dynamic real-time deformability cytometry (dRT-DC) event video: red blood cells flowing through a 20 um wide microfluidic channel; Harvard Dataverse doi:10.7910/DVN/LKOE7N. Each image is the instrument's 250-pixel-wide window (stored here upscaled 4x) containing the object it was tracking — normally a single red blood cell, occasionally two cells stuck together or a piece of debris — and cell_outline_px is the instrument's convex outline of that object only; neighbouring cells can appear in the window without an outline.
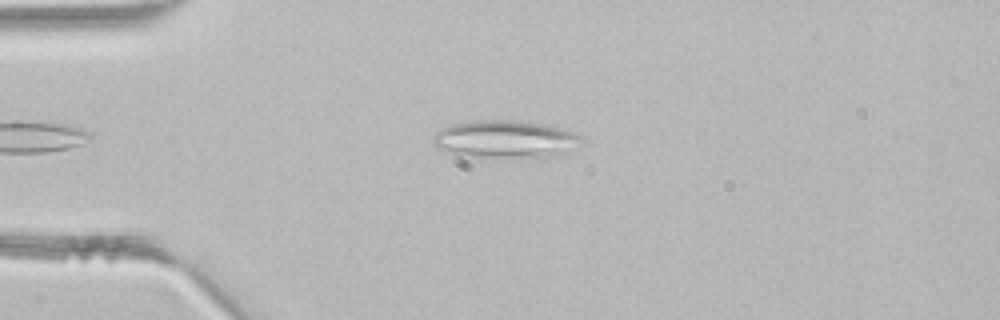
{"species": "common noctule bat (a hibernating species)", "species_latin": "Nyctalus noctula", "temperature_condition": "room temperature", "stored_images_in_passage": 1, "camera_frame_rate_fps": 3000, "um_per_image_px": 0.085, "animal": {"sex": "male", "body_mass_g": 21.5, "forearm_length_mm": 52.0}, "frame": {"image": 1, "passage_image": 1, "time_ms": 0.0, "image_size_px": [1000, 320], "cell_outline_px": [[580, 140], [560, 152], [548, 156], [460, 156], [436, 148], [432, 140], [436, 132], [452, 124], [476, 120], [512, 120], [544, 124], [580, 136]], "centroid_in_image_um": [42.75, 11.81], "position_along_channel_um": 42.3, "area_um2": 31.04}}